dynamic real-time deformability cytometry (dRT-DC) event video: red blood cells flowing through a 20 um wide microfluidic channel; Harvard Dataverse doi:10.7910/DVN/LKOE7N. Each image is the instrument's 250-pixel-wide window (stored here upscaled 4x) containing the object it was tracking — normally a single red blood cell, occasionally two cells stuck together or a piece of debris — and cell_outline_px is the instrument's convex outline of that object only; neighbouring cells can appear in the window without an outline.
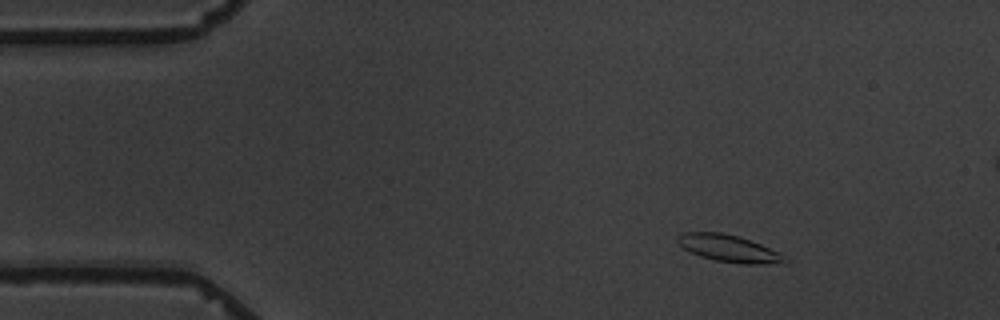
{"species": "common noctule bat (a hibernating species)", "species_latin": "Nyctalus noctula", "temperature_condition": "warm", "stored_images_in_passage": 4, "camera_frame_rate_fps": 3000, "um_per_image_px": 0.085, "animal": {"sex": "male", "body_mass_g": 19.5, "forearm_length_mm": 54.6}, "frame": {"image": 1, "passage_image": 1, "time_ms": 0.0, "image_size_px": [1000, 320], "cell_outline_px": [[792, 260], [784, 264], [744, 264], [716, 260], [700, 256], [684, 248], [676, 240], [684, 232], [720, 232], [740, 236], [780, 252]], "centroid_in_image_um": [62.07, 21.13], "position_along_channel_um": 22.9, "area_um2": 16.99}}